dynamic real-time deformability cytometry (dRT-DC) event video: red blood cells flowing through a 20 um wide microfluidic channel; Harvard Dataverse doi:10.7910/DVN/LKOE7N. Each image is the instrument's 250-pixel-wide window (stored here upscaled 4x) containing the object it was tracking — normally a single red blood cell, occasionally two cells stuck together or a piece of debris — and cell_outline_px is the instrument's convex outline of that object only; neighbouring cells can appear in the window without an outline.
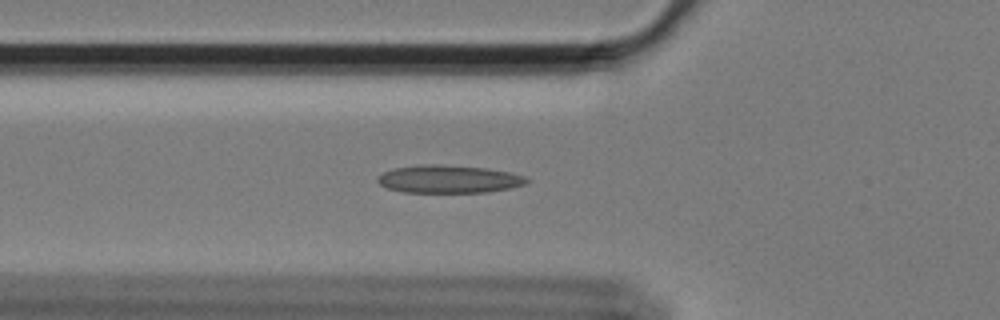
{"species": "Egyptian fruit bat (a non-hibernating species)", "species_latin": "Rousettus aegyptiacus", "temperature_condition": "cold", "stored_images_in_passage": 58, "camera_frame_rate_fps": 3000, "um_per_image_px": 0.085, "animal": {"sex": "female"}, "frame": {"image": 1, "passage_image": 19, "time_ms": 6.0, "image_size_px": [1000, 320], "cell_outline_px": [[528, 184], [512, 188], [488, 192], [404, 192], [388, 188], [380, 184], [376, 180], [376, 176], [392, 168], [432, 164], [440, 164], [484, 168], [508, 172], [524, 176], [528, 180]], "centroid_in_image_um": [38.14, 15.23], "position_along_channel_um": 87.7, "area_um2": 24.1}}
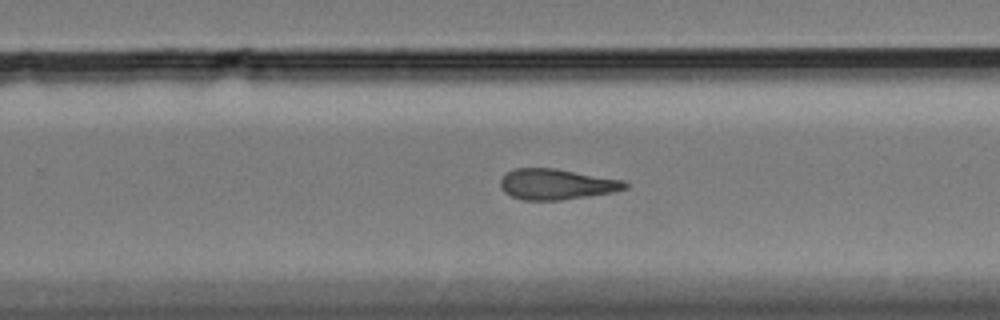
{"frame": {"image": 2, "passage_image": 36, "time_ms": 11.667, "image_size_px": [1000, 320], "cell_outline_px": [[628, 188], [612, 192], [588, 196], [560, 200], [524, 200], [512, 196], [504, 192], [500, 188], [500, 180], [508, 172], [516, 168], [556, 168], [620, 180], [628, 184]], "centroid_in_image_um": [47.26, 15.66], "position_along_channel_um": 282.5, "area_um2": 22.02}}
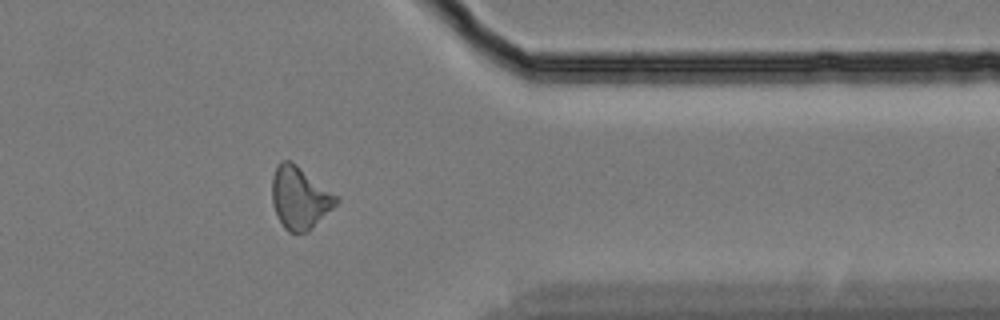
{"frame": {"image": 3, "passage_image": 46, "time_ms": 15.0, "image_size_px": [1000, 320], "cell_outline_px": [[340, 200], [308, 232], [288, 232], [284, 228], [272, 204], [272, 176], [280, 160], [288, 160], [296, 164], [340, 196]], "centroid_in_image_um": [25.49, 16.8], "position_along_channel_um": 385.9, "area_um2": 23.29}, "authors_computed_cell_mechanics": {"area_um2": 22.7154, "velocity_mm_per_s": 3.4316, "shape_relaxation_time_tau1_ms": 7.9144, "shape_relaxation_time_tau2_ms": 4.9718, "deformation_change_tau1": 0.191, "deformation_change_tau2": 0.152}}